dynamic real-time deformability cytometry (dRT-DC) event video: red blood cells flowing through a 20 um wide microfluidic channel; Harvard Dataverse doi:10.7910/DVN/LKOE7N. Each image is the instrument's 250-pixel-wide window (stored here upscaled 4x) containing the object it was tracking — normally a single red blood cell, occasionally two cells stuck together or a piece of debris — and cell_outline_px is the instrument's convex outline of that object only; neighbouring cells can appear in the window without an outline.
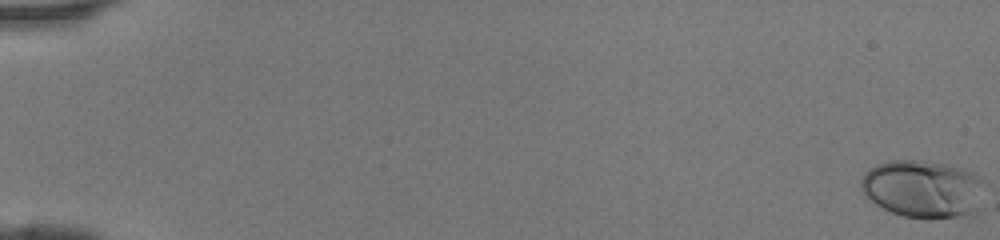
{"species": "human", "species_latin": "Homo sapiens", "temperature_condition": "room temperature", "stored_images_in_passage": 47, "camera_frame_rate_fps": 3000, "um_per_image_px": 0.085, "donor": {"sex": "female"}, "frame": {"image": 1, "passage_image": 1, "time_ms": 0.0, "image_size_px": [1000, 240], "cell_outline_px": [[984, 180], [968, 212], [956, 216], [904, 216], [892, 212], [876, 204], [860, 192], [860, 180], [864, 172], [868, 168], [876, 164], [892, 160], [924, 160], [944, 164], [960, 168], [972, 172]], "centroid_in_image_um": [78.26, 15.97], "position_along_channel_um": 6.7, "area_um2": 39.94}}
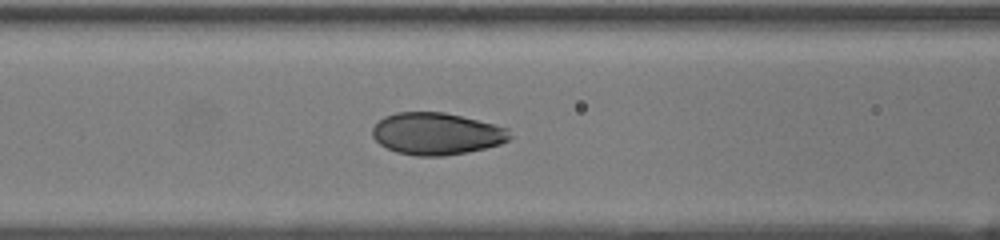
{"frame": {"image": 2, "passage_image": 22, "time_ms": 7.0, "image_size_px": [1000, 240], "cell_outline_px": [[512, 136], [508, 140], [500, 144], [468, 152], [444, 156], [416, 156], [396, 152], [380, 144], [372, 136], [372, 128], [384, 116], [396, 112], [444, 112], [496, 124], [508, 128]], "centroid_in_image_um": [37.12, 11.36], "position_along_channel_um": 129.5, "area_um2": 33.76}}
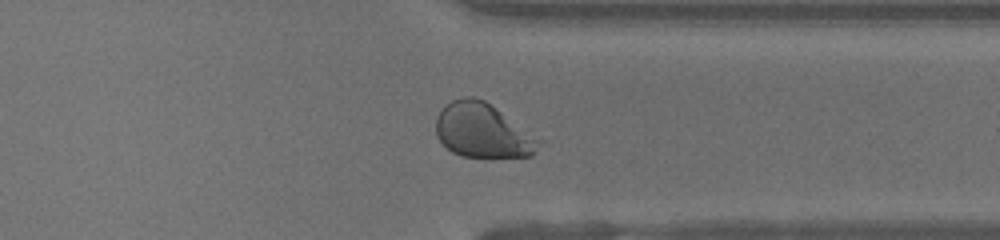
{"frame": {"image": 3, "passage_image": 38, "time_ms": 12.333, "image_size_px": [1000, 240], "cell_outline_px": [[544, 140], [532, 156], [492, 160], [484, 160], [460, 156], [452, 152], [436, 136], [436, 116], [452, 100], [464, 96], [472, 96], [484, 100]], "centroid_in_image_um": [41.09, 11.18], "position_along_channel_um": 370.3, "area_um2": 33.64}}